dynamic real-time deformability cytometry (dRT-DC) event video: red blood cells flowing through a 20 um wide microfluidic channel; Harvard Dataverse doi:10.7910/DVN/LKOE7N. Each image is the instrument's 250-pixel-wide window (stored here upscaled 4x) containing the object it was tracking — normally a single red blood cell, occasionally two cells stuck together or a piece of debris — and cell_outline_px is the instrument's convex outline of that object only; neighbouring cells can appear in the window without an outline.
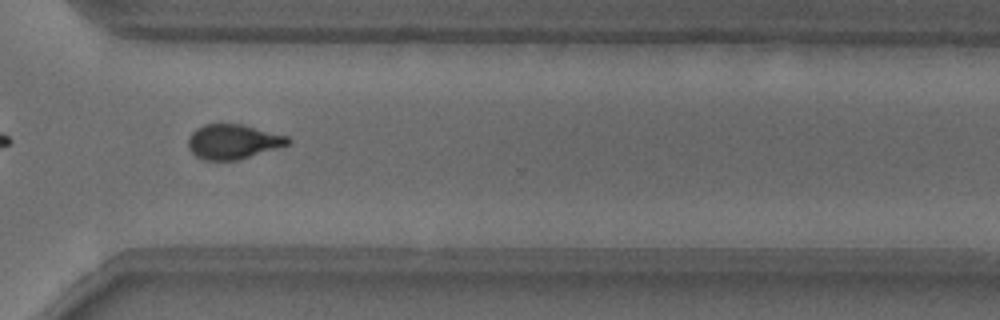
{"species": "common noctule bat (a hibernating species)", "species_latin": "Nyctalus noctula", "temperature_condition": "warm", "stored_images_in_passage": 35, "camera_frame_rate_fps": 3000, "um_per_image_px": 0.085, "animal": {"sex": "male", "body_mass_g": 18.8}, "frame": {"image": 1, "passage_image": 25, "time_ms": 8.0, "image_size_px": [1000, 320], "cell_outline_px": [[292, 140], [288, 144], [236, 160], [204, 160], [196, 156], [188, 148], [188, 136], [196, 128], [204, 124], [240, 124], [288, 136]], "centroid_in_image_um": [19.76, 12.03], "position_along_channel_um": 350.8, "area_um2": 19.88}, "authors_computed_cell_mechanics": {"area_um2": 20.9814, "velocity_mm_per_s": 3.8429, "shape_relaxation_time_tau1_ms": 2.5813, "shape_relaxation_time_tau2_ms": 1.2339, "deformation_change_tau1": 0.1373, "deformation_change_tau2": 0.0582}}